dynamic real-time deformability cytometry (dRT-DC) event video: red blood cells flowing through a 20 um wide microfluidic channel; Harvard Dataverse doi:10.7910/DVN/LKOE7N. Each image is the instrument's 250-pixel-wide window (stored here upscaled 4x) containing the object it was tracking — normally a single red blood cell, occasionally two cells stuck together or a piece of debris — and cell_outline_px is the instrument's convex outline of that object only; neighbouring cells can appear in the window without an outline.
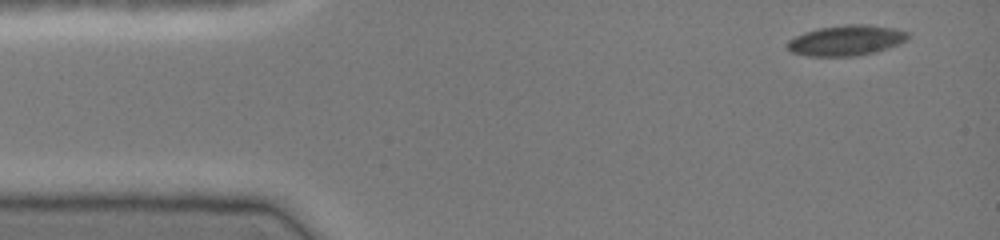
{"species": "common noctule bat (a hibernating species)", "species_latin": "Nyctalus noctula", "temperature_condition": "cold", "stored_images_in_passage": 5, "camera_frame_rate_fps": 3000, "um_per_image_px": 0.085, "animal": {"sex": "female", "body_mass_g": 19.0, "forearm_length_mm": 51.5}, "frame": {"image": 1, "passage_image": 1, "time_ms": 0.0, "image_size_px": [1000, 240], "cell_outline_px": [[908, 40], [876, 52], [856, 56], [808, 56], [792, 52], [788, 48], [788, 40], [804, 32], [820, 28], [844, 24], [868, 24], [892, 28], [908, 32]], "centroid_in_image_um": [71.93, 3.43], "position_along_channel_um": 13.1, "area_um2": 21.27}}
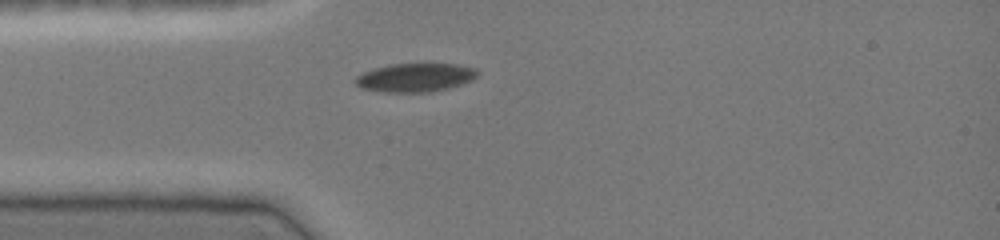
{"frame": {"image": 2, "passage_image": 4, "time_ms": 1.0, "image_size_px": [1000, 240], "cell_outline_px": [[480, 72], [472, 80], [448, 88], [432, 92], [384, 92], [360, 88], [352, 80], [356, 76], [364, 72], [388, 64], [456, 64], [476, 68]], "centroid_in_image_um": [35.28, 6.59], "position_along_channel_um": 49.7, "area_um2": 20.4}}